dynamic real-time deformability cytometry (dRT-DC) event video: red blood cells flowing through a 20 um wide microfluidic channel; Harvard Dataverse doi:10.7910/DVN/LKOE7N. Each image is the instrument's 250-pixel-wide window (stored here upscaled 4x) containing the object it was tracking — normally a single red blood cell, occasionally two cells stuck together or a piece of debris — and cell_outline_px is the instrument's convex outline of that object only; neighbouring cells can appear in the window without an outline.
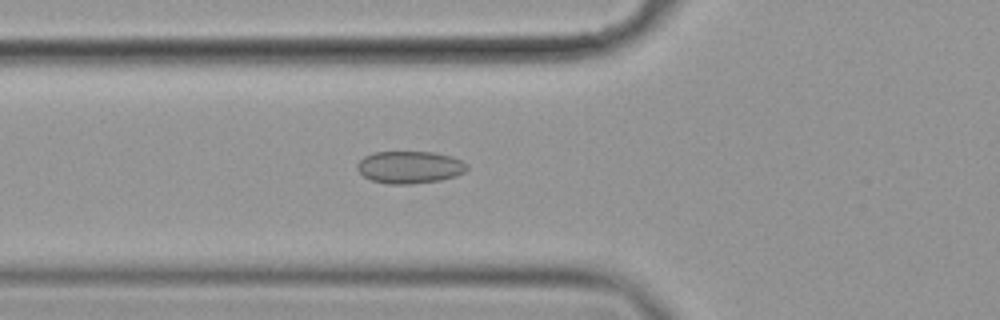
{"species": "common noctule bat (a hibernating species)", "species_latin": "Nyctalus noctula", "temperature_condition": "cold", "stored_images_in_passage": 6, "camera_frame_rate_fps": 3000, "um_per_image_px": 0.085, "animal": {"sex": "female", "body_mass_g": 19.9}, "frame": {"image": 1, "passage_image": 6, "time_ms": 1.667, "image_size_px": [1000, 320], "cell_outline_px": [[468, 168], [464, 172], [456, 176], [440, 180], [412, 184], [388, 184], [372, 180], [364, 176], [356, 168], [356, 164], [364, 156], [372, 152], [436, 152], [452, 156], [468, 164]], "centroid_in_image_um": [34.83, 14.21], "position_along_channel_um": 91.0, "area_um2": 20.81}}